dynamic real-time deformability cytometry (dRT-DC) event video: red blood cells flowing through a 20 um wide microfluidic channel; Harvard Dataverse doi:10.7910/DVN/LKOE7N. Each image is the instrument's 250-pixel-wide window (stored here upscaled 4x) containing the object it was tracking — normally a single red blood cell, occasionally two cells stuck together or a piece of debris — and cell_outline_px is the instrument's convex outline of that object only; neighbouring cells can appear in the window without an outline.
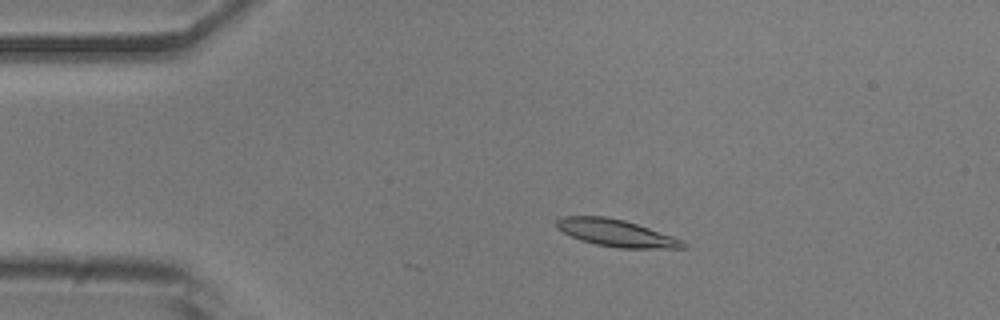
{"species": "common noctule bat (a hibernating species)", "species_latin": "Nyctalus noctula", "temperature_condition": "room temperature", "stored_images_in_passage": 10, "camera_frame_rate_fps": 3000, "um_per_image_px": 0.085, "animal": {"sex": "male", "body_mass_g": 20.5, "forearm_length_mm": 52.5}, "frame": {"image": 1, "passage_image": 10, "time_ms": 3.0, "image_size_px": [1000, 320], "cell_outline_px": [[688, 248], [620, 248], [596, 244], [580, 240], [556, 228], [556, 220], [564, 216], [604, 216], [624, 220], [684, 240], [688, 244]], "centroid_in_image_um": [52.39, 19.81], "position_along_channel_um": 32.6, "area_um2": 19.83}}